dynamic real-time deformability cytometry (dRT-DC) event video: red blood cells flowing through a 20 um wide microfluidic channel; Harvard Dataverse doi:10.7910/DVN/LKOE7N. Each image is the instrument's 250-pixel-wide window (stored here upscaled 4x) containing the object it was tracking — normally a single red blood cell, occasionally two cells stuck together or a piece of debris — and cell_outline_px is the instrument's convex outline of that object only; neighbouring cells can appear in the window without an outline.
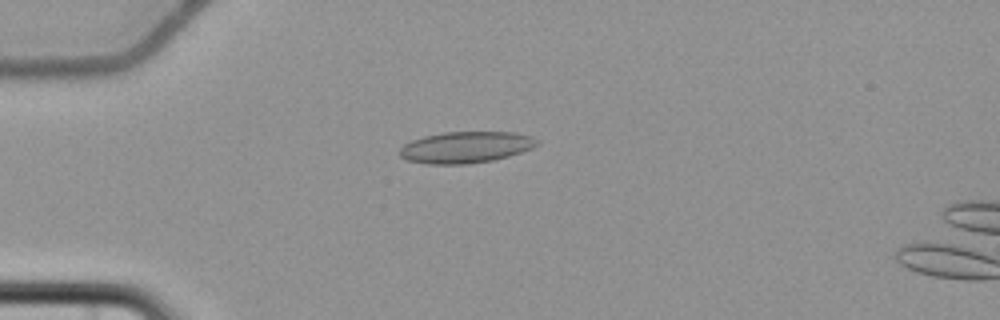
{"species": "common noctule bat (a hibernating species)", "species_latin": "Nyctalus noctula", "temperature_condition": "cold", "stored_images_in_passage": 4, "camera_frame_rate_fps": 3000, "um_per_image_px": 0.085, "animal": {"sex": "female", "body_mass_g": 22.7, "forearm_length_mm": 54.2}, "frame": {"image": 1, "passage_image": 1, "time_ms": 0.0, "image_size_px": [1000, 320], "cell_outline_px": [[540, 144], [532, 148], [508, 156], [492, 160], [468, 164], [428, 164], [408, 160], [400, 156], [400, 148], [404, 144], [412, 140], [424, 136], [444, 132], [516, 132], [532, 136], [540, 140]], "centroid_in_image_um": [39.62, 12.51], "position_along_channel_um": 45.4, "area_um2": 25.2}}
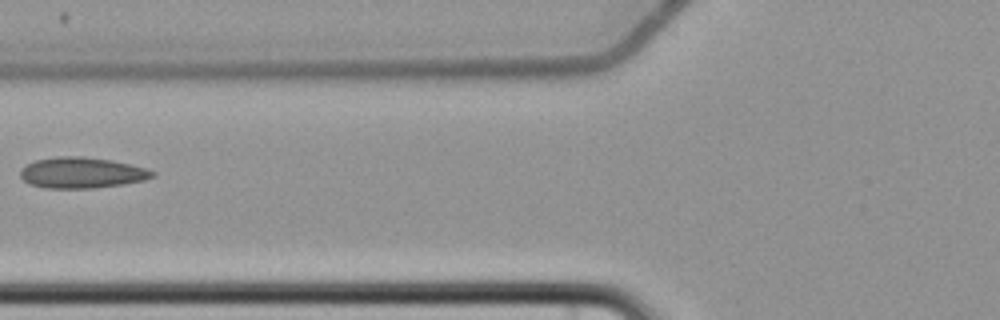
{"frame": {"image": 2, "passage_image": 3, "time_ms": 2.667, "image_size_px": [1000, 320], "cell_outline_px": [[156, 176], [144, 180], [124, 184], [92, 188], [44, 188], [28, 184], [20, 176], [20, 168], [36, 160], [56, 156], [84, 156], [112, 160], [148, 168], [156, 172]], "centroid_in_image_um": [6.96, 14.68], "position_along_channel_um": 118.8, "area_um2": 24.04}}
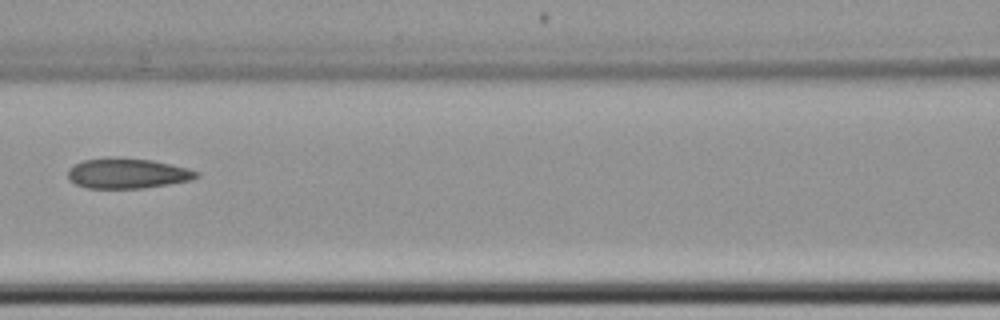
{"frame": {"image": 3, "passage_image": 4, "time_ms": 3.667, "image_size_px": [1000, 320], "cell_outline_px": [[200, 176], [188, 180], [168, 184], [144, 188], [88, 188], [76, 184], [68, 180], [68, 172], [76, 164], [84, 160], [108, 156], [152, 160], [188, 168], [200, 172]], "centroid_in_image_um": [10.83, 14.73], "position_along_channel_um": 155.8, "area_um2": 22.6}}